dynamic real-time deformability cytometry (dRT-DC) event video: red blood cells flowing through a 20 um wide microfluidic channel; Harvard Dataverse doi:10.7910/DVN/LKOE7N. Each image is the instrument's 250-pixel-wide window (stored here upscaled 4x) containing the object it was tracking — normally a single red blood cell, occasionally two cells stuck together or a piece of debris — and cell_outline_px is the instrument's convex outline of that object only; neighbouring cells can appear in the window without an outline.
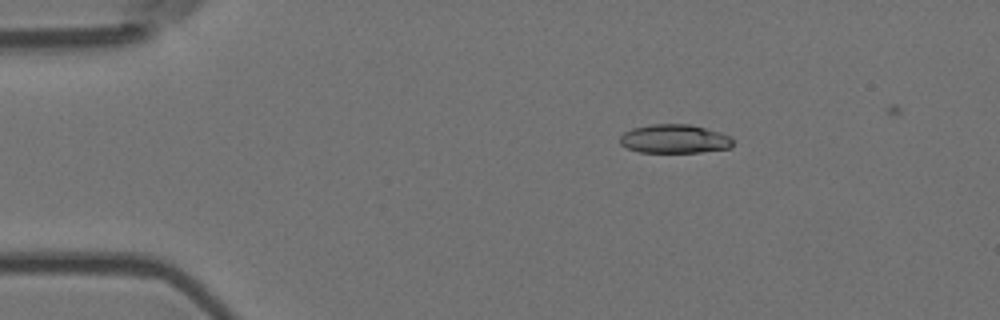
{"species": "Egyptian fruit bat (a non-hibernating species)", "species_latin": "Rousettus aegyptiacus", "temperature_condition": "room temperature", "stored_images_in_passage": 47, "camera_frame_rate_fps": 3000, "um_per_image_px": 0.085, "animal": {"sex": "female"}, "frame": {"image": 1, "passage_image": 1, "time_ms": 0.0, "image_size_px": [1000, 320], "cell_outline_px": [[732, 148], [700, 152], [640, 152], [628, 148], [620, 144], [620, 136], [624, 132], [632, 128], [652, 124], [692, 124], [720, 132], [732, 136]], "centroid_in_image_um": [57.35, 11.8], "position_along_channel_um": 27.6, "area_um2": 19.07}}
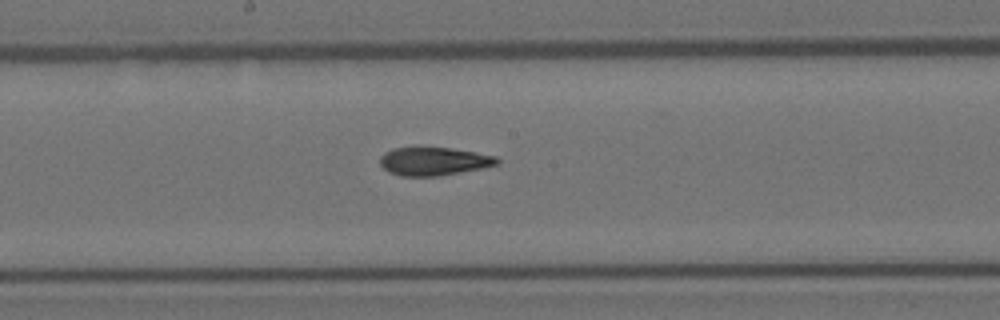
{"frame": {"image": 2, "passage_image": 21, "time_ms": 6.667, "image_size_px": [1000, 320], "cell_outline_px": [[500, 164], [440, 176], [400, 176], [388, 172], [380, 164], [380, 156], [384, 152], [392, 148], [416, 144], [448, 148], [476, 152], [496, 156], [500, 160]], "centroid_in_image_um": [36.81, 13.67], "position_along_channel_um": 211.4, "area_um2": 20.0}}
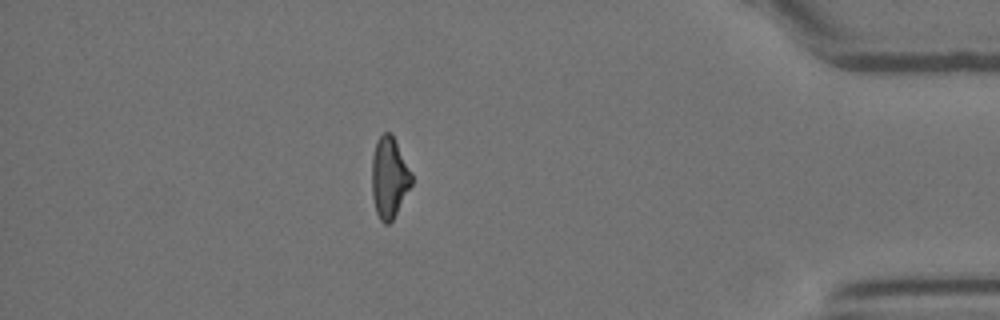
{"frame": {"image": 3, "passage_image": 40, "time_ms": 13.0, "image_size_px": [1000, 320], "cell_outline_px": [[412, 184], [392, 220], [388, 224], [384, 224], [380, 220], [376, 212], [372, 196], [372, 156], [376, 144], [380, 136], [384, 132], [392, 132], [412, 172]], "centroid_in_image_um": [33.09, 15.07], "position_along_channel_um": 402.1, "area_um2": 18.79}, "authors_computed_cell_mechanics": {"area_um2": 19.4786, "velocity_mm_per_s": 3.6693, "shape_relaxation_time_tau1_ms": 7.3993, "shape_relaxation_time_tau2_ms": 3.8664, "deformation_change_tau1": 0.2111, "deformation_change_tau2": 0.13}}